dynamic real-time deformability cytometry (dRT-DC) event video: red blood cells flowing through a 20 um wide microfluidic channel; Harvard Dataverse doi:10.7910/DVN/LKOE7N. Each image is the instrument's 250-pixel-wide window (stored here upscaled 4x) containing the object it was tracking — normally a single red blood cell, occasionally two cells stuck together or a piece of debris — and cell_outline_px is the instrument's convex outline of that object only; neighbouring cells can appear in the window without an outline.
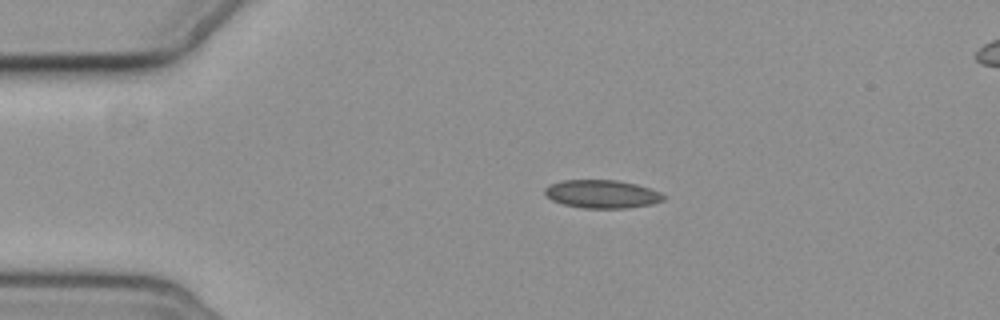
{"species": "common noctule bat (a hibernating species)", "species_latin": "Nyctalus noctula", "temperature_condition": "cold", "stored_images_in_passage": 3, "camera_frame_rate_fps": 3000, "um_per_image_px": 0.085, "animal": {"sex": "female", "body_mass_g": 19.3, "forearm_length_mm": 54.1}, "frame": {"image": 1, "passage_image": 1, "time_ms": 0.0, "image_size_px": [1000, 320], "cell_outline_px": [[664, 200], [652, 204], [624, 208], [584, 208], [564, 204], [552, 200], [544, 192], [544, 188], [548, 184], [564, 180], [616, 180], [636, 184], [660, 192], [664, 196]], "centroid_in_image_um": [51.15, 16.49], "position_along_channel_um": 33.9, "area_um2": 19.36}}